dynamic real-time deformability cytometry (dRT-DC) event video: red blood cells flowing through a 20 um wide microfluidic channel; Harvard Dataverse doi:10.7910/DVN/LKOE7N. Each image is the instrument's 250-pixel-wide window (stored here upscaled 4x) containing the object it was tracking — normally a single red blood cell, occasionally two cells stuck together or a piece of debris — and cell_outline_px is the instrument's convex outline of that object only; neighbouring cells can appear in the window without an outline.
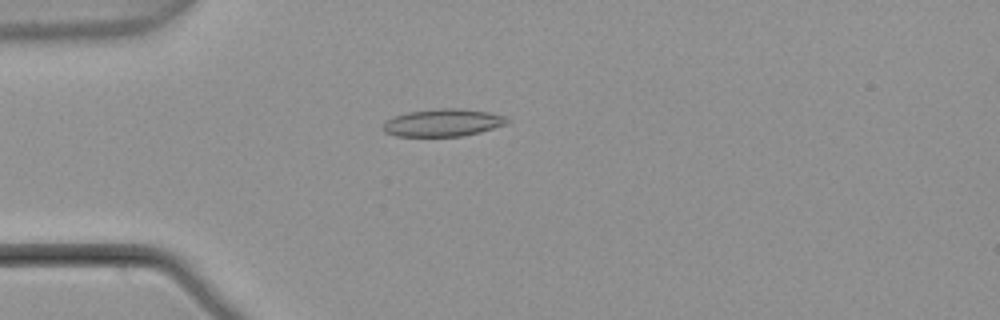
{"species": "common noctule bat (a hibernating species)", "species_latin": "Nyctalus noctula", "temperature_condition": "warm", "stored_images_in_passage": 54, "camera_frame_rate_fps": 3000, "um_per_image_px": 0.085, "animal": {"sex": "male", "body_mass_g": 21.5, "forearm_length_mm": 52.0}, "frame": {"image": 1, "passage_image": 15, "time_ms": 4.667, "image_size_px": [1000, 320], "cell_outline_px": [[512, 120], [504, 124], [480, 132], [460, 136], [396, 136], [384, 132], [384, 120], [392, 116], [408, 112], [440, 108], [460, 108], [488, 112], [504, 116]], "centroid_in_image_um": [37.62, 10.42], "position_along_channel_um": 47.4, "area_um2": 19.83}}
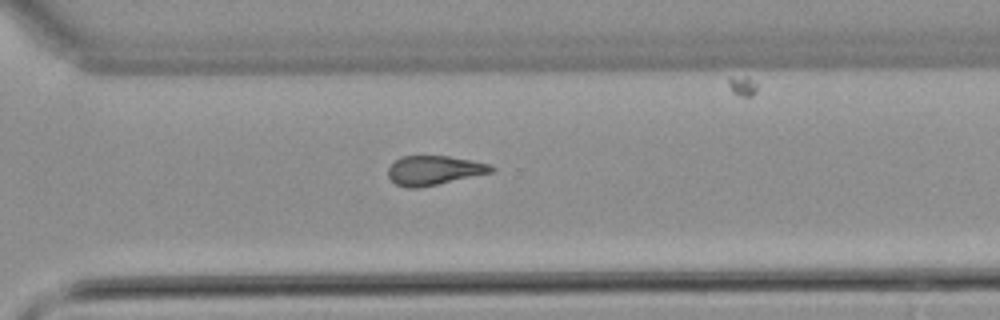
{"frame": {"image": 2, "passage_image": 39, "time_ms": 12.667, "image_size_px": [1000, 320], "cell_outline_px": [[496, 168], [492, 172], [436, 184], [416, 188], [408, 188], [396, 184], [388, 176], [388, 168], [400, 156], [448, 156], [472, 160], [488, 164]], "centroid_in_image_um": [36.87, 14.47], "position_along_channel_um": 333.7, "area_um2": 17.34}}
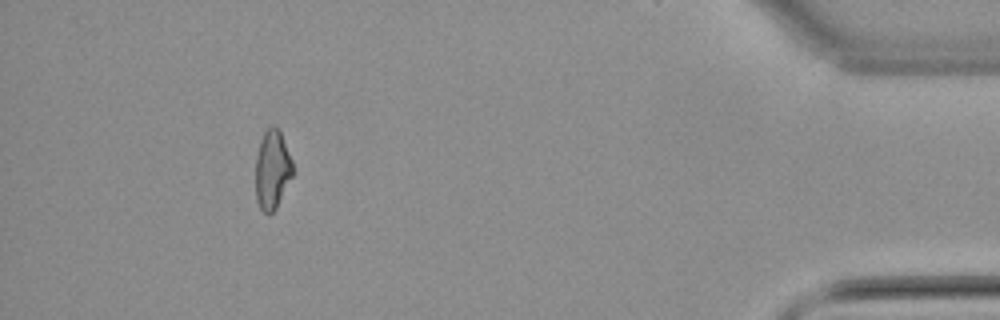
{"frame": {"image": 3, "passage_image": 50, "time_ms": 16.333, "image_size_px": [1000, 320], "cell_outline_px": [[292, 176], [276, 208], [268, 216], [260, 208], [256, 200], [256, 156], [260, 140], [264, 132], [272, 124], [276, 124], [280, 132], [292, 160]], "centroid_in_image_um": [23.13, 14.41], "position_along_channel_um": 412.1, "area_um2": 17.05}, "authors_computed_cell_mechanics": {"area_um2": 18.2937, "velocity_mm_per_s": 3.7878, "shape_relaxation_time_tau1_ms": null, "shape_relaxation_time_tau2_ms": 3.3248, "deformation_change_tau1": null, "deformation_change_tau2": 0.1147}}